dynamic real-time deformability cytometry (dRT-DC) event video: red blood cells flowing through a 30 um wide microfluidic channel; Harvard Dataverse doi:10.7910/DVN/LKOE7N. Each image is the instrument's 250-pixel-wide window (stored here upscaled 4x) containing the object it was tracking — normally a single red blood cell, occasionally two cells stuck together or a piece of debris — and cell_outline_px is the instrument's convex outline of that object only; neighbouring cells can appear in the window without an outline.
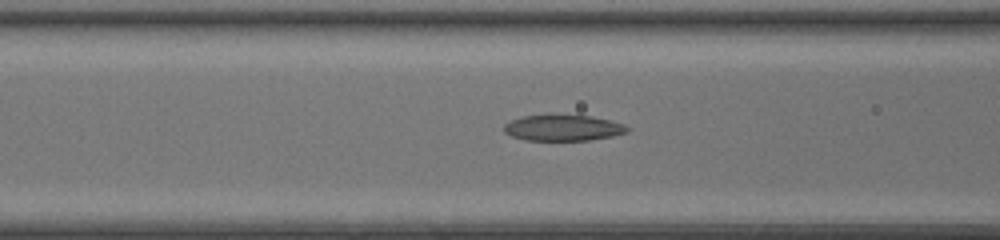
{"species": "common noctule bat (a hibernating species)", "species_latin": "Nyctalus noctula", "temperature_condition": "room temperature", "stored_images_in_passage": 34, "camera_frame_rate_fps": 3000, "um_per_image_px": 0.085, "animal": {"sex": "female", "body_mass_g": 20.0, "forearm_length_mm": 54.0}, "frame": {"image": 1, "passage_image": 15, "time_ms": 4.667, "image_size_px": [1000, 240], "cell_outline_px": [[632, 128], [628, 132], [612, 136], [588, 140], [524, 140], [512, 136], [504, 132], [504, 124], [512, 120], [524, 116], [548, 112], [552, 112], [592, 116], [624, 124]], "centroid_in_image_um": [47.85, 10.82], "position_along_channel_um": 118.7, "area_um2": 19.36}}
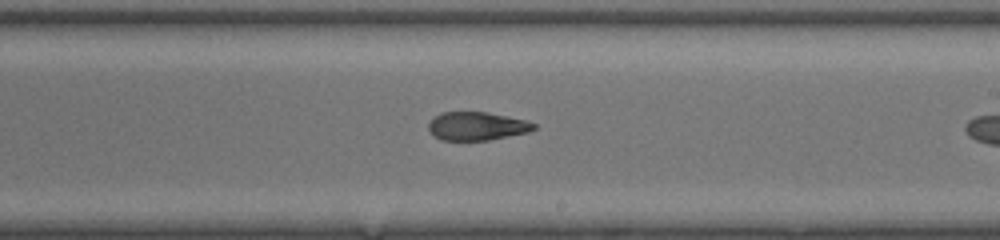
{"frame": {"image": 2, "passage_image": 24, "time_ms": 7.667, "image_size_px": [1000, 240], "cell_outline_px": [[536, 128], [528, 132], [488, 140], [440, 140], [432, 136], [428, 128], [428, 124], [440, 112], [488, 112], [508, 116], [524, 120], [536, 124]], "centroid_in_image_um": [40.51, 10.72], "position_along_channel_um": 248.5, "area_um2": 17.4}}
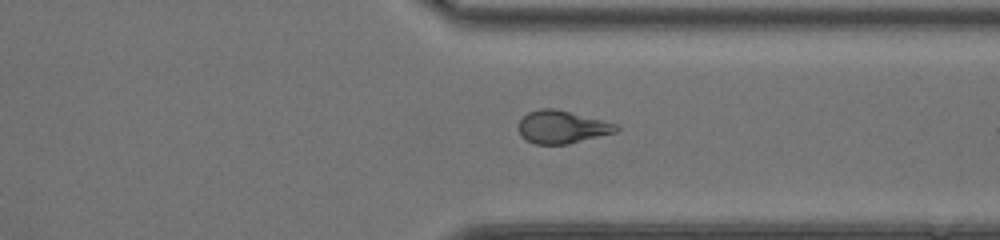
{"frame": {"image": 3, "passage_image": 32, "time_ms": 10.333, "image_size_px": [1000, 240], "cell_outline_px": [[620, 128], [616, 132], [568, 144], [536, 144], [520, 136], [516, 128], [516, 124], [528, 112], [540, 108], [552, 108], [616, 124]], "centroid_in_image_um": [47.7, 10.8], "position_along_channel_um": 363.7, "area_um2": 18.5}}